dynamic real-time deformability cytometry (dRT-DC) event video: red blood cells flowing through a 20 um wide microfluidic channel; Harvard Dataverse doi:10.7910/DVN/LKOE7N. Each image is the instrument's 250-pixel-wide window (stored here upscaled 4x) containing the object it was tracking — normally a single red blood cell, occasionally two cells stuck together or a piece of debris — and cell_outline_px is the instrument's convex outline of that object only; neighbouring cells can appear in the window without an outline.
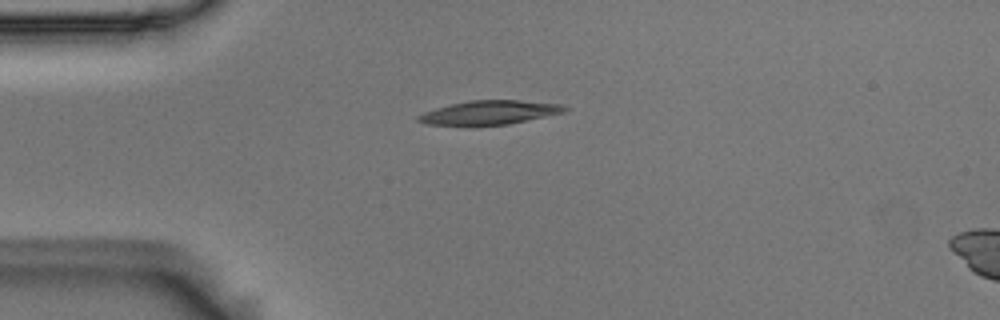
{"species": "Egyptian fruit bat (a non-hibernating species)", "species_latin": "Rousettus aegyptiacus", "temperature_condition": "room temperature", "stored_images_in_passage": 42, "camera_frame_rate_fps": 3000, "um_per_image_px": 0.085, "animal": {"sex": "male"}, "frame": {"image": 1, "passage_image": 1, "time_ms": 0.0, "image_size_px": [1000, 320], "cell_outline_px": [[568, 108], [564, 112], [508, 124], [428, 124], [416, 120], [416, 116], [424, 112], [436, 108], [468, 100], [520, 100], [564, 104]], "centroid_in_image_um": [41.64, 9.54], "position_along_channel_um": 43.4, "area_um2": 19.94}}
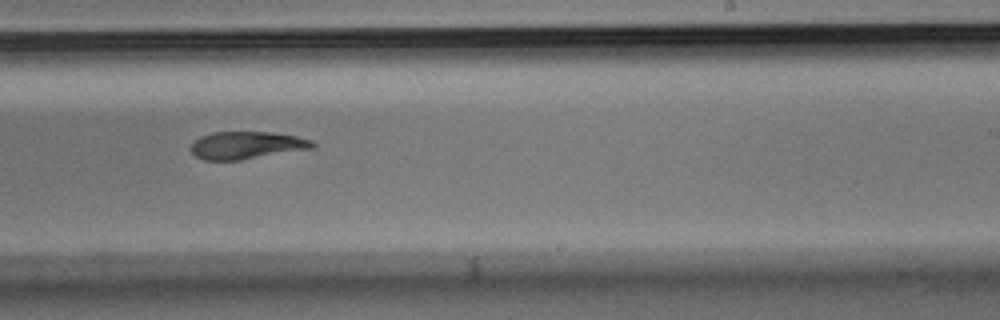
{"frame": {"image": 2, "passage_image": 21, "time_ms": 6.667, "image_size_px": [1000, 320], "cell_outline_px": [[316, 144], [312, 148], [240, 160], [204, 160], [196, 156], [192, 152], [192, 144], [200, 136], [212, 132], [272, 132], [296, 136], [312, 140]], "centroid_in_image_um": [20.96, 12.34], "position_along_channel_um": 268.0, "area_um2": 19.31}}
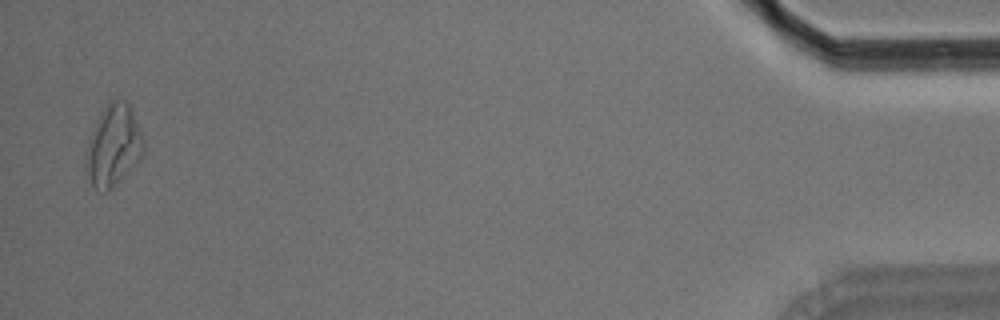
{"frame": {"image": 3, "passage_image": 41, "time_ms": 13.333, "image_size_px": [1000, 320], "cell_outline_px": [[144, 156], [112, 188], [104, 192], [96, 188], [92, 184], [84, 164], [84, 152], [88, 140], [96, 120], [104, 108], [112, 100], [124, 100], [128, 104], [132, 112], [144, 140]], "centroid_in_image_um": [9.62, 12.4], "position_along_channel_um": 425.6, "area_um2": 27.17}, "authors_computed_cell_mechanics": {"area_um2": 20.519, "velocity_mm_per_s": 3.6648, "shape_relaxation_time_tau1_ms": 7.9791, "shape_relaxation_time_tau2_ms": null, "deformation_change_tau1": 0.2094, "deformation_change_tau2": null}}